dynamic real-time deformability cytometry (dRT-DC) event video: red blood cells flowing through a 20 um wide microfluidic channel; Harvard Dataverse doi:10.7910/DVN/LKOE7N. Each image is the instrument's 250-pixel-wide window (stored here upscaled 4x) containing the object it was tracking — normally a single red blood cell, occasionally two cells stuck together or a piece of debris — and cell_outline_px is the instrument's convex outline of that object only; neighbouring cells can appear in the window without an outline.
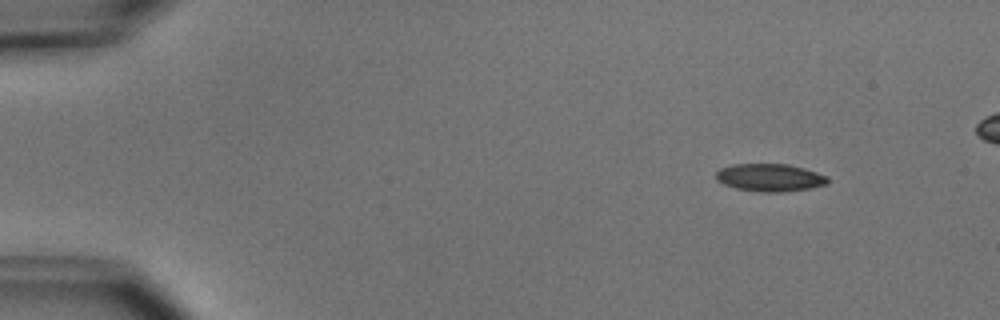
{"species": "common noctule bat (a hibernating species)", "species_latin": "Nyctalus noctula", "temperature_condition": "cold", "stored_images_in_passage": 18, "camera_frame_rate_fps": 3000, "um_per_image_px": 0.085, "animal": {"sex": "male", "body_mass_g": 15.6}, "frame": {"image": 1, "passage_image": 1, "time_ms": 0.0, "image_size_px": [1000, 320], "cell_outline_px": [[828, 184], [808, 188], [784, 192], [760, 192], [736, 188], [724, 184], [716, 180], [716, 172], [720, 168], [732, 164], [788, 164], [804, 168], [828, 176]], "centroid_in_image_um": [65.43, 15.09], "position_along_channel_um": 19.6, "area_um2": 18.03}}
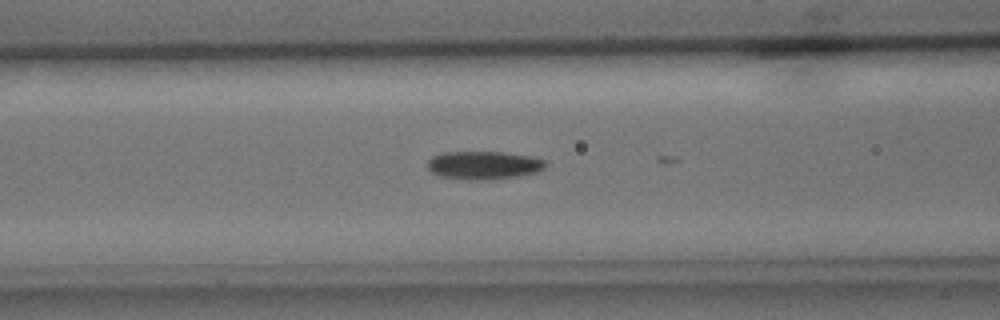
{"frame": {"image": 2, "passage_image": 17, "time_ms": 5.333, "image_size_px": [1000, 320], "cell_outline_px": [[548, 164], [544, 168], [536, 172], [520, 176], [496, 180], [468, 180], [440, 176], [432, 172], [428, 168], [428, 160], [432, 156], [444, 152], [504, 152], [532, 156], [544, 160]], "centroid_in_image_um": [41.14, 14.05], "position_along_channel_um": 125.5, "area_um2": 19.65}}